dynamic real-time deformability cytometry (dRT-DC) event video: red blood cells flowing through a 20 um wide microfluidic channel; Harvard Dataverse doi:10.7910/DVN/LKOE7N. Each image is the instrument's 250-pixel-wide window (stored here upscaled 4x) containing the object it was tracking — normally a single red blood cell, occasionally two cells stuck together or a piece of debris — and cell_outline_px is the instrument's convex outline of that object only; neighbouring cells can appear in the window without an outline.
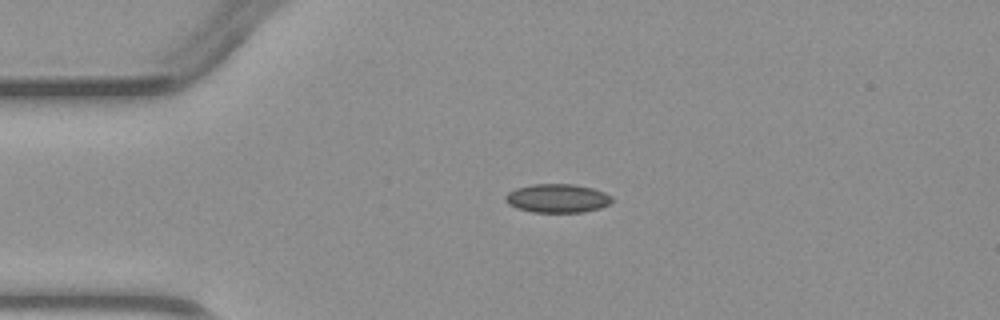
{"species": "common noctule bat (a hibernating species)", "species_latin": "Nyctalus noctula", "temperature_condition": "warm", "stored_images_in_passage": 3, "camera_frame_rate_fps": 3000, "um_per_image_px": 0.085, "animal": {"sex": "male", "body_mass_g": 23.1, "forearm_length_mm": 52.7}, "frame": {"image": 1, "passage_image": 3, "time_ms": 2.333, "image_size_px": [1000, 320], "cell_outline_px": [[612, 200], [608, 204], [600, 208], [584, 212], [532, 212], [516, 208], [508, 204], [504, 200], [504, 196], [508, 192], [516, 188], [532, 184], [572, 184], [592, 188], [604, 192], [612, 196]], "centroid_in_image_um": [47.34, 16.85], "position_along_channel_um": 37.7, "area_um2": 17.86}}